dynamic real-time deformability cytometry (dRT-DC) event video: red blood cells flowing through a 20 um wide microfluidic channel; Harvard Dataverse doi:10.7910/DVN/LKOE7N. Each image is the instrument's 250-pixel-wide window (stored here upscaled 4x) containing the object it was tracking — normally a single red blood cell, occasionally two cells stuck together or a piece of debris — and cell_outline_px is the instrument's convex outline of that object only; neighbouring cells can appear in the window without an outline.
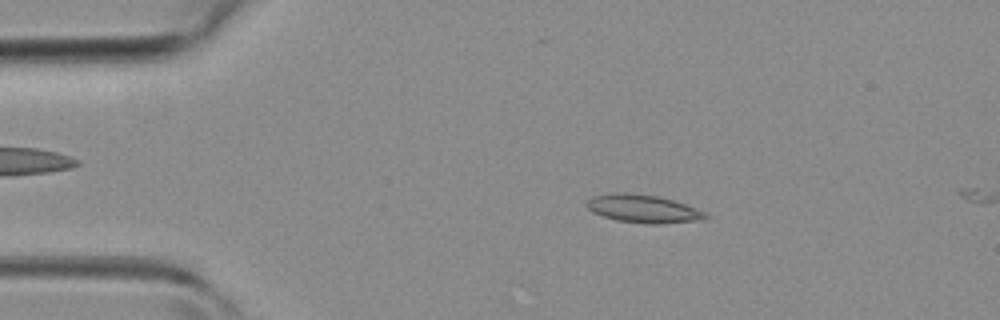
{"species": "common noctule bat (a hibernating species)", "species_latin": "Nyctalus noctula", "temperature_condition": "room temperature", "stored_images_in_passage": 9, "camera_frame_rate_fps": 3000, "um_per_image_px": 0.085, "animal": {"sex": "female", "body_mass_g": 19.3, "forearm_length_mm": 54.1}, "frame": {"image": 1, "passage_image": 8, "time_ms": 2.333, "image_size_px": [1000, 320], "cell_outline_px": [[708, 216], [704, 220], [660, 224], [648, 224], [616, 220], [592, 212], [584, 204], [592, 196], [624, 192], [656, 196], [672, 200], [696, 208], [704, 212]], "centroid_in_image_um": [54.66, 17.75], "position_along_channel_um": 30.3, "area_um2": 19.25}}